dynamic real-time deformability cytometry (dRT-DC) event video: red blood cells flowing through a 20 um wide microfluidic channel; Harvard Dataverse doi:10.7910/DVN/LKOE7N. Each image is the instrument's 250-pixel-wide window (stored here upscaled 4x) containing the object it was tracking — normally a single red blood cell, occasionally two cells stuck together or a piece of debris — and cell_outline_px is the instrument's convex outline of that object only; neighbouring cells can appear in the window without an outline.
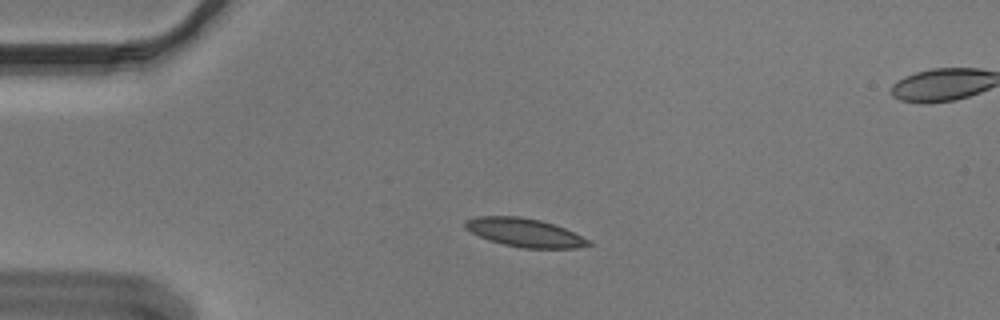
{"species": "Egyptian fruit bat (a non-hibernating species)", "species_latin": "Rousettus aegyptiacus", "temperature_condition": "cold", "stored_images_in_passage": 54, "camera_frame_rate_fps": 3000, "um_per_image_px": 0.085, "animal": {"sex": "male"}, "frame": {"image": 1, "passage_image": 11, "time_ms": 3.333, "image_size_px": [1000, 320], "cell_outline_px": [[592, 244], [576, 248], [520, 248], [488, 240], [464, 228], [464, 220], [476, 216], [520, 216], [540, 220], [564, 228], [592, 240]], "centroid_in_image_um": [44.59, 19.76], "position_along_channel_um": 40.4, "area_um2": 20.52}}
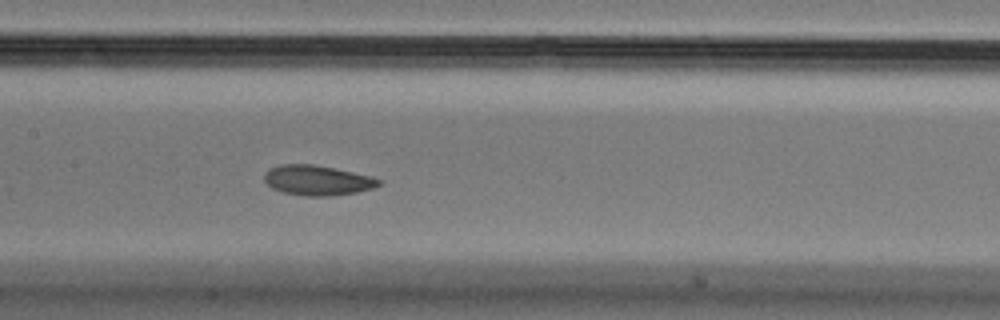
{"frame": {"image": 2, "passage_image": 25, "time_ms": 8.0, "image_size_px": [1000, 320], "cell_outline_px": [[380, 184], [372, 188], [356, 192], [332, 196], [304, 196], [284, 192], [272, 188], [264, 180], [264, 172], [268, 168], [280, 164], [312, 164], [372, 176], [380, 180]], "centroid_in_image_um": [26.93, 15.32], "position_along_channel_um": 180.5, "area_um2": 19.94}}
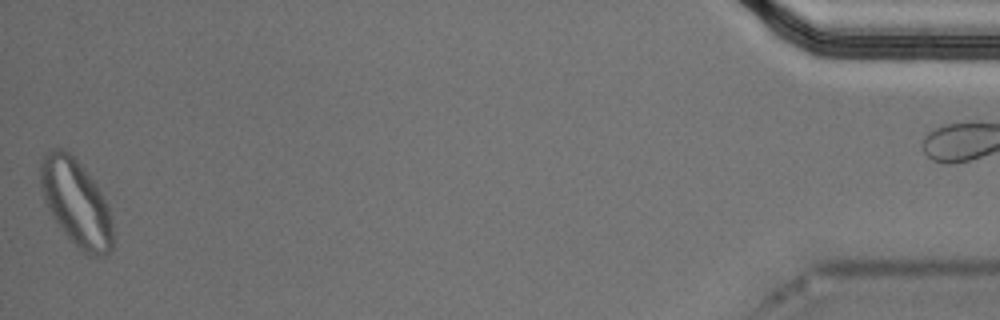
{"frame": {"image": 3, "passage_image": 53, "time_ms": 17.333, "image_size_px": [1000, 320], "cell_outline_px": [[112, 248], [104, 256], [88, 256], [60, 228], [52, 216], [44, 200], [40, 188], [40, 160], [52, 148], [64, 148], [84, 168], [96, 184], [108, 204], [112, 220]], "centroid_in_image_um": [6.46, 17.21], "position_along_channel_um": 428.7, "area_um2": 36.36}}